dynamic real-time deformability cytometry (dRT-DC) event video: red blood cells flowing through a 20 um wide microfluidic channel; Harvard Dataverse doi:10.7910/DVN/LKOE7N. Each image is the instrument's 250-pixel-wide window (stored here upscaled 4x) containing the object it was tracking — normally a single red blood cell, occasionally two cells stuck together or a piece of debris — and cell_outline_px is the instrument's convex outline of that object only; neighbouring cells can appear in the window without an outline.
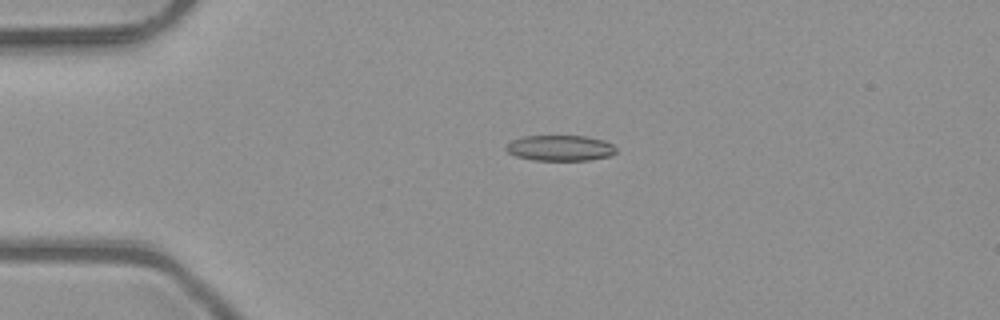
{"species": "common noctule bat (a hibernating species)", "species_latin": "Nyctalus noctula", "temperature_condition": "room temperature", "stored_images_in_passage": 3, "camera_frame_rate_fps": 3000, "um_per_image_px": 0.085, "animal": {"sex": "male", "body_mass_g": 23.1, "forearm_length_mm": 52.7}, "frame": {"image": 1, "passage_image": 2, "time_ms": 0.333, "image_size_px": [1000, 320], "cell_outline_px": [[616, 152], [612, 156], [588, 160], [536, 160], [516, 156], [508, 152], [504, 148], [512, 140], [524, 136], [584, 136], [604, 140], [612, 144], [616, 148]], "centroid_in_image_um": [47.64, 12.58], "position_along_channel_um": 37.4, "area_um2": 16.42}}